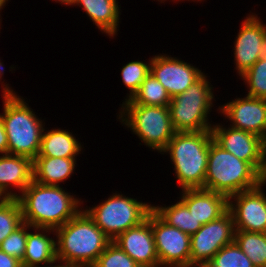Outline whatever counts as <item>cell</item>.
<instances>
[{"mask_svg": "<svg viewBox=\"0 0 266 267\" xmlns=\"http://www.w3.org/2000/svg\"><path fill=\"white\" fill-rule=\"evenodd\" d=\"M23 222L31 227L56 230L81 210V199L65 192L63 187L45 185L34 180L17 197Z\"/></svg>", "mask_w": 266, "mask_h": 267, "instance_id": "6da1fadb", "label": "cell"}, {"mask_svg": "<svg viewBox=\"0 0 266 267\" xmlns=\"http://www.w3.org/2000/svg\"><path fill=\"white\" fill-rule=\"evenodd\" d=\"M81 211L55 230L56 255L70 267H92L112 240Z\"/></svg>", "mask_w": 266, "mask_h": 267, "instance_id": "7a4b0ae2", "label": "cell"}, {"mask_svg": "<svg viewBox=\"0 0 266 267\" xmlns=\"http://www.w3.org/2000/svg\"><path fill=\"white\" fill-rule=\"evenodd\" d=\"M4 84L1 85L4 107L0 118L8 138V154L34 160L40 151L45 122L35 115L23 97Z\"/></svg>", "mask_w": 266, "mask_h": 267, "instance_id": "3957f363", "label": "cell"}, {"mask_svg": "<svg viewBox=\"0 0 266 267\" xmlns=\"http://www.w3.org/2000/svg\"><path fill=\"white\" fill-rule=\"evenodd\" d=\"M211 131L176 132L161 154H169L181 190L204 188Z\"/></svg>", "mask_w": 266, "mask_h": 267, "instance_id": "277c9868", "label": "cell"}, {"mask_svg": "<svg viewBox=\"0 0 266 267\" xmlns=\"http://www.w3.org/2000/svg\"><path fill=\"white\" fill-rule=\"evenodd\" d=\"M261 182L262 176L248 162L238 159L211 140L203 189L221 193L229 198L255 188Z\"/></svg>", "mask_w": 266, "mask_h": 267, "instance_id": "5b68a950", "label": "cell"}, {"mask_svg": "<svg viewBox=\"0 0 266 267\" xmlns=\"http://www.w3.org/2000/svg\"><path fill=\"white\" fill-rule=\"evenodd\" d=\"M203 74L184 93L171 98L168 109L176 132L211 131L213 125L208 122L213 107V85Z\"/></svg>", "mask_w": 266, "mask_h": 267, "instance_id": "8992f818", "label": "cell"}, {"mask_svg": "<svg viewBox=\"0 0 266 267\" xmlns=\"http://www.w3.org/2000/svg\"><path fill=\"white\" fill-rule=\"evenodd\" d=\"M120 122L130 128L144 145L161 153L176 131L168 107L136 105L130 99L122 102Z\"/></svg>", "mask_w": 266, "mask_h": 267, "instance_id": "52a82bcc", "label": "cell"}, {"mask_svg": "<svg viewBox=\"0 0 266 267\" xmlns=\"http://www.w3.org/2000/svg\"><path fill=\"white\" fill-rule=\"evenodd\" d=\"M152 206L120 193H113L99 205L83 210L113 241L124 231L143 222L152 210Z\"/></svg>", "mask_w": 266, "mask_h": 267, "instance_id": "ba28073f", "label": "cell"}, {"mask_svg": "<svg viewBox=\"0 0 266 267\" xmlns=\"http://www.w3.org/2000/svg\"><path fill=\"white\" fill-rule=\"evenodd\" d=\"M234 219L228 210L190 236V267L205 266L224 246L234 241Z\"/></svg>", "mask_w": 266, "mask_h": 267, "instance_id": "9c48e42d", "label": "cell"}, {"mask_svg": "<svg viewBox=\"0 0 266 267\" xmlns=\"http://www.w3.org/2000/svg\"><path fill=\"white\" fill-rule=\"evenodd\" d=\"M213 140L238 159L248 162L261 176L265 168L266 141L258 135L234 127L213 124Z\"/></svg>", "mask_w": 266, "mask_h": 267, "instance_id": "30bf717a", "label": "cell"}, {"mask_svg": "<svg viewBox=\"0 0 266 267\" xmlns=\"http://www.w3.org/2000/svg\"><path fill=\"white\" fill-rule=\"evenodd\" d=\"M152 231L159 267H190V236L164 222L152 210Z\"/></svg>", "mask_w": 266, "mask_h": 267, "instance_id": "8fae6325", "label": "cell"}, {"mask_svg": "<svg viewBox=\"0 0 266 267\" xmlns=\"http://www.w3.org/2000/svg\"><path fill=\"white\" fill-rule=\"evenodd\" d=\"M265 185L261 182L255 188L229 197L228 210L233 215L235 230L266 233Z\"/></svg>", "mask_w": 266, "mask_h": 267, "instance_id": "7c38bea8", "label": "cell"}, {"mask_svg": "<svg viewBox=\"0 0 266 267\" xmlns=\"http://www.w3.org/2000/svg\"><path fill=\"white\" fill-rule=\"evenodd\" d=\"M150 73L164 86L171 98L184 93L204 73L193 65L169 55H155Z\"/></svg>", "mask_w": 266, "mask_h": 267, "instance_id": "4fadbf2b", "label": "cell"}, {"mask_svg": "<svg viewBox=\"0 0 266 267\" xmlns=\"http://www.w3.org/2000/svg\"><path fill=\"white\" fill-rule=\"evenodd\" d=\"M229 126L254 133L266 141V99L246 96L219 106Z\"/></svg>", "mask_w": 266, "mask_h": 267, "instance_id": "5bb4252c", "label": "cell"}, {"mask_svg": "<svg viewBox=\"0 0 266 267\" xmlns=\"http://www.w3.org/2000/svg\"><path fill=\"white\" fill-rule=\"evenodd\" d=\"M112 242L128 254L140 267H159V258L152 231V210L143 222L124 231Z\"/></svg>", "mask_w": 266, "mask_h": 267, "instance_id": "9a60e30c", "label": "cell"}, {"mask_svg": "<svg viewBox=\"0 0 266 267\" xmlns=\"http://www.w3.org/2000/svg\"><path fill=\"white\" fill-rule=\"evenodd\" d=\"M254 13L241 23L234 41V64L237 73L242 76L260 59V47L266 36V24Z\"/></svg>", "mask_w": 266, "mask_h": 267, "instance_id": "2e32d148", "label": "cell"}, {"mask_svg": "<svg viewBox=\"0 0 266 267\" xmlns=\"http://www.w3.org/2000/svg\"><path fill=\"white\" fill-rule=\"evenodd\" d=\"M179 198L196 221L202 225L220 218L228 211L229 198L203 188L184 189Z\"/></svg>", "mask_w": 266, "mask_h": 267, "instance_id": "e0dca14e", "label": "cell"}, {"mask_svg": "<svg viewBox=\"0 0 266 267\" xmlns=\"http://www.w3.org/2000/svg\"><path fill=\"white\" fill-rule=\"evenodd\" d=\"M32 181L33 160L18 155H0V198H17ZM12 186L20 193L12 191Z\"/></svg>", "mask_w": 266, "mask_h": 267, "instance_id": "ac0fdd59", "label": "cell"}, {"mask_svg": "<svg viewBox=\"0 0 266 267\" xmlns=\"http://www.w3.org/2000/svg\"><path fill=\"white\" fill-rule=\"evenodd\" d=\"M73 5L84 9L85 13L102 33L113 37L118 32L120 9L116 0H74Z\"/></svg>", "mask_w": 266, "mask_h": 267, "instance_id": "d6986e66", "label": "cell"}, {"mask_svg": "<svg viewBox=\"0 0 266 267\" xmlns=\"http://www.w3.org/2000/svg\"><path fill=\"white\" fill-rule=\"evenodd\" d=\"M31 228L35 233L28 232ZM49 232L52 234L54 232L53 235H55L53 229L33 228L27 223V243L25 255L21 261L22 266L47 264L57 258L56 241L47 235Z\"/></svg>", "mask_w": 266, "mask_h": 267, "instance_id": "ffe728a7", "label": "cell"}, {"mask_svg": "<svg viewBox=\"0 0 266 267\" xmlns=\"http://www.w3.org/2000/svg\"><path fill=\"white\" fill-rule=\"evenodd\" d=\"M76 158L37 156L33 160V180L45 185H56L73 174Z\"/></svg>", "mask_w": 266, "mask_h": 267, "instance_id": "44dd1931", "label": "cell"}, {"mask_svg": "<svg viewBox=\"0 0 266 267\" xmlns=\"http://www.w3.org/2000/svg\"><path fill=\"white\" fill-rule=\"evenodd\" d=\"M83 147L71 132L63 129L43 131L41 147L37 156L76 158Z\"/></svg>", "mask_w": 266, "mask_h": 267, "instance_id": "7402d4cb", "label": "cell"}, {"mask_svg": "<svg viewBox=\"0 0 266 267\" xmlns=\"http://www.w3.org/2000/svg\"><path fill=\"white\" fill-rule=\"evenodd\" d=\"M152 210L168 225L178 228L189 236L202 227L181 200L171 206H152Z\"/></svg>", "mask_w": 266, "mask_h": 267, "instance_id": "603a6c76", "label": "cell"}, {"mask_svg": "<svg viewBox=\"0 0 266 267\" xmlns=\"http://www.w3.org/2000/svg\"><path fill=\"white\" fill-rule=\"evenodd\" d=\"M234 241L255 267H266V233L235 230Z\"/></svg>", "mask_w": 266, "mask_h": 267, "instance_id": "cb8c5ba5", "label": "cell"}, {"mask_svg": "<svg viewBox=\"0 0 266 267\" xmlns=\"http://www.w3.org/2000/svg\"><path fill=\"white\" fill-rule=\"evenodd\" d=\"M130 100L136 105L168 107L171 97L158 79L150 73Z\"/></svg>", "mask_w": 266, "mask_h": 267, "instance_id": "d4e9b609", "label": "cell"}, {"mask_svg": "<svg viewBox=\"0 0 266 267\" xmlns=\"http://www.w3.org/2000/svg\"><path fill=\"white\" fill-rule=\"evenodd\" d=\"M23 223L17 198H0V244Z\"/></svg>", "mask_w": 266, "mask_h": 267, "instance_id": "484cf974", "label": "cell"}, {"mask_svg": "<svg viewBox=\"0 0 266 267\" xmlns=\"http://www.w3.org/2000/svg\"><path fill=\"white\" fill-rule=\"evenodd\" d=\"M205 267H255L235 241L222 247Z\"/></svg>", "mask_w": 266, "mask_h": 267, "instance_id": "4316f807", "label": "cell"}, {"mask_svg": "<svg viewBox=\"0 0 266 267\" xmlns=\"http://www.w3.org/2000/svg\"><path fill=\"white\" fill-rule=\"evenodd\" d=\"M151 59L148 63L143 61H131L122 67L121 77L122 81L130 91L127 94L125 101L131 99L133 95L138 91L140 85L144 79L150 74Z\"/></svg>", "mask_w": 266, "mask_h": 267, "instance_id": "83f0119b", "label": "cell"}, {"mask_svg": "<svg viewBox=\"0 0 266 267\" xmlns=\"http://www.w3.org/2000/svg\"><path fill=\"white\" fill-rule=\"evenodd\" d=\"M247 85L248 96L266 99V60L259 59L240 76Z\"/></svg>", "mask_w": 266, "mask_h": 267, "instance_id": "f1b7e54d", "label": "cell"}, {"mask_svg": "<svg viewBox=\"0 0 266 267\" xmlns=\"http://www.w3.org/2000/svg\"><path fill=\"white\" fill-rule=\"evenodd\" d=\"M92 267H140L128 254L111 242Z\"/></svg>", "mask_w": 266, "mask_h": 267, "instance_id": "f546056e", "label": "cell"}, {"mask_svg": "<svg viewBox=\"0 0 266 267\" xmlns=\"http://www.w3.org/2000/svg\"><path fill=\"white\" fill-rule=\"evenodd\" d=\"M27 243V223L23 222L0 244V250L9 256L23 260Z\"/></svg>", "mask_w": 266, "mask_h": 267, "instance_id": "4dcf8cb0", "label": "cell"}, {"mask_svg": "<svg viewBox=\"0 0 266 267\" xmlns=\"http://www.w3.org/2000/svg\"><path fill=\"white\" fill-rule=\"evenodd\" d=\"M0 267H22L21 261L0 250Z\"/></svg>", "mask_w": 266, "mask_h": 267, "instance_id": "1f68e13d", "label": "cell"}, {"mask_svg": "<svg viewBox=\"0 0 266 267\" xmlns=\"http://www.w3.org/2000/svg\"><path fill=\"white\" fill-rule=\"evenodd\" d=\"M8 154V138L4 124L0 118V155Z\"/></svg>", "mask_w": 266, "mask_h": 267, "instance_id": "d6a6232c", "label": "cell"}, {"mask_svg": "<svg viewBox=\"0 0 266 267\" xmlns=\"http://www.w3.org/2000/svg\"><path fill=\"white\" fill-rule=\"evenodd\" d=\"M57 262L59 263V265L55 264ZM22 267H70V266H68L67 264L63 263L60 259L56 258L55 260L45 264V266L32 265V266H22Z\"/></svg>", "mask_w": 266, "mask_h": 267, "instance_id": "836d02e7", "label": "cell"}, {"mask_svg": "<svg viewBox=\"0 0 266 267\" xmlns=\"http://www.w3.org/2000/svg\"><path fill=\"white\" fill-rule=\"evenodd\" d=\"M260 59L266 60V36L262 42V46L260 47Z\"/></svg>", "mask_w": 266, "mask_h": 267, "instance_id": "e575fe53", "label": "cell"}, {"mask_svg": "<svg viewBox=\"0 0 266 267\" xmlns=\"http://www.w3.org/2000/svg\"><path fill=\"white\" fill-rule=\"evenodd\" d=\"M53 1V0H52ZM55 2H61L62 4H64V5H70V6H72L73 5V3H74V0H54Z\"/></svg>", "mask_w": 266, "mask_h": 267, "instance_id": "d590c367", "label": "cell"}, {"mask_svg": "<svg viewBox=\"0 0 266 267\" xmlns=\"http://www.w3.org/2000/svg\"><path fill=\"white\" fill-rule=\"evenodd\" d=\"M262 181L266 183V151H265V168L262 174Z\"/></svg>", "mask_w": 266, "mask_h": 267, "instance_id": "8d00e7d4", "label": "cell"}, {"mask_svg": "<svg viewBox=\"0 0 266 267\" xmlns=\"http://www.w3.org/2000/svg\"><path fill=\"white\" fill-rule=\"evenodd\" d=\"M2 64H3V62H1V60H0V79L2 78V76L4 74V71H5V69L3 68V65Z\"/></svg>", "mask_w": 266, "mask_h": 267, "instance_id": "74e56055", "label": "cell"}, {"mask_svg": "<svg viewBox=\"0 0 266 267\" xmlns=\"http://www.w3.org/2000/svg\"><path fill=\"white\" fill-rule=\"evenodd\" d=\"M7 1L9 0H0V11L3 9V7L5 6V4L7 3ZM1 17V15H0ZM1 20V19H0Z\"/></svg>", "mask_w": 266, "mask_h": 267, "instance_id": "f35d334b", "label": "cell"}, {"mask_svg": "<svg viewBox=\"0 0 266 267\" xmlns=\"http://www.w3.org/2000/svg\"><path fill=\"white\" fill-rule=\"evenodd\" d=\"M172 1H177V0H172ZM178 1H181V0H178ZM182 1H184V0H182ZM189 1V0H188ZM192 1H197V2H199V1H202V0H192Z\"/></svg>", "mask_w": 266, "mask_h": 267, "instance_id": "ab89813d", "label": "cell"}]
</instances>
